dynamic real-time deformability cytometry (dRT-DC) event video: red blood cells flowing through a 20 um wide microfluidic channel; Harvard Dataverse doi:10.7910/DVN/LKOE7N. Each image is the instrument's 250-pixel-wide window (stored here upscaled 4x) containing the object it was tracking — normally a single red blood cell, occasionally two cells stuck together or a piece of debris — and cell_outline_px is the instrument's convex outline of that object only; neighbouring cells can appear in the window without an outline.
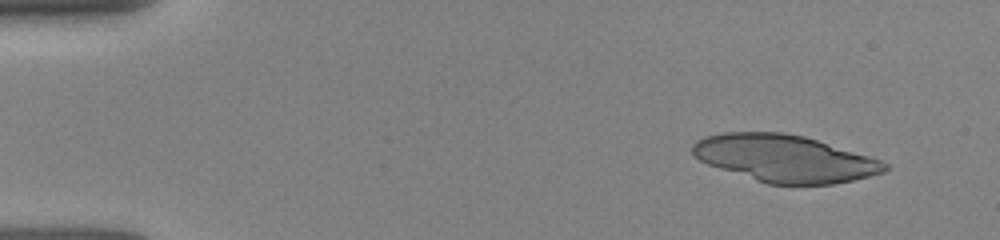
{"species": "human", "species_latin": "Homo sapiens", "temperature_condition": "room temperature", "stored_images_in_passage": 21, "camera_frame_rate_fps": 3000, "um_per_image_px": 0.085, "donor": {"sex": "female"}, "frame": {"image": 1, "passage_image": 4, "time_ms": 1.0, "image_size_px": [1000, 240], "cell_outline_px": [[888, 168], [884, 172], [852, 180], [832, 184], [768, 184], [708, 164], [692, 156], [692, 144], [696, 140], [704, 136], [724, 132], [784, 132], [804, 136], [868, 156], [880, 160], [888, 164]], "centroid_in_image_um": [66.66, 13.45], "position_along_channel_um": 18.3, "area_um2": 52.31}}
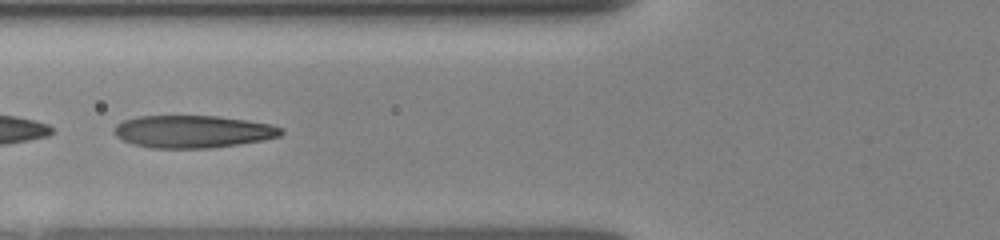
{"frame": {"image": 2, "passage_image": 20, "time_ms": 6.0, "image_size_px": [1000, 240], "cell_outline_px": [[284, 132], [280, 136], [264, 140], [212, 148], [152, 148], [132, 144], [116, 136], [112, 132], [112, 128], [116, 124], [124, 120], [136, 116], [216, 116], [272, 124], [280, 128]], "centroid_in_image_um": [16.35, 11.18], "position_along_channel_um": 109.4, "area_um2": 31.67}}